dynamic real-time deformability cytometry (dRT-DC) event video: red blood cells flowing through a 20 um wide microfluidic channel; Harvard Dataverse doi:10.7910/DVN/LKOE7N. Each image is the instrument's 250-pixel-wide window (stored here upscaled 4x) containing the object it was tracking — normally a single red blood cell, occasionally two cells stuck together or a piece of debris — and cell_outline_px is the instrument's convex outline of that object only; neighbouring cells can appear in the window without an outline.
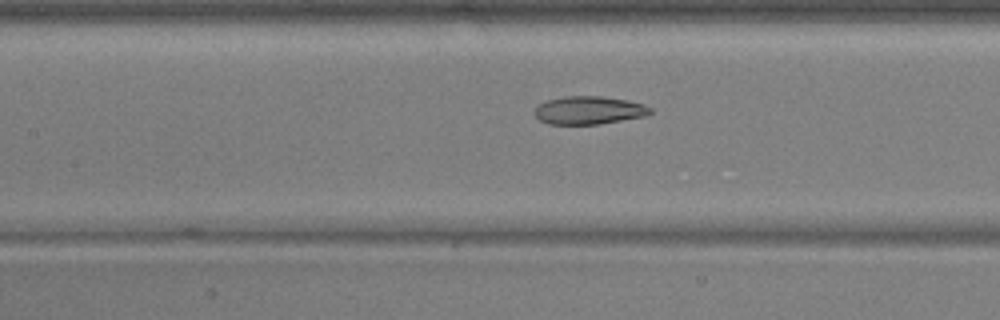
{"species": "common noctule bat (a hibernating species)", "species_latin": "Nyctalus noctula", "temperature_condition": "warm", "stored_images_in_passage": 15, "camera_frame_rate_fps": 3000, "um_per_image_px": 0.085, "animal": {"sex": "male", "body_mass_g": 17.9, "forearm_length_mm": 54.2}, "frame": {"image": 1, "passage_image": 10, "time_ms": 3.0, "image_size_px": [1000, 320], "cell_outline_px": [[652, 112], [644, 116], [600, 124], [548, 124], [540, 120], [532, 112], [540, 104], [548, 100], [564, 96], [600, 96], [628, 100], [644, 104], [652, 108]], "centroid_in_image_um": [50.06, 9.37], "position_along_channel_um": 157.3, "area_um2": 18.9}}